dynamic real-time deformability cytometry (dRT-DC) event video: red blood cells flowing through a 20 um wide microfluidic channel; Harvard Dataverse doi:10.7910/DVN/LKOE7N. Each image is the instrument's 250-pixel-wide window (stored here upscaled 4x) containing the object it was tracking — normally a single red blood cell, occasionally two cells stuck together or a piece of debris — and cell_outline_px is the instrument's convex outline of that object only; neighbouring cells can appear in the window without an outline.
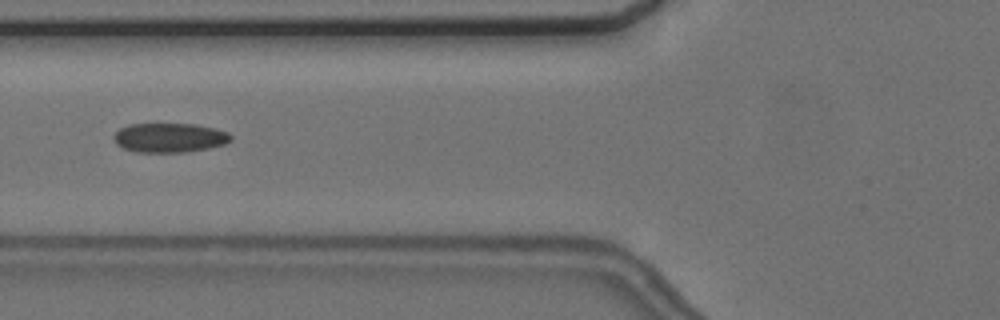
{"species": "common noctule bat (a hibernating species)", "species_latin": "Nyctalus noctula", "temperature_condition": "cold", "stored_images_in_passage": 8, "camera_frame_rate_fps": 3000, "um_per_image_px": 0.085, "animal": {"sex": "female", "body_mass_g": 24.6, "forearm_length_mm": 56.2}, "frame": {"image": 1, "passage_image": 6, "time_ms": 6.0, "image_size_px": [1000, 320], "cell_outline_px": [[232, 140], [224, 144], [208, 148], [184, 152], [136, 152], [124, 148], [116, 144], [112, 136], [120, 128], [128, 124], [196, 124], [228, 132], [232, 136]], "centroid_in_image_um": [14.39, 11.7], "position_along_channel_um": 111.4, "area_um2": 20.0}}